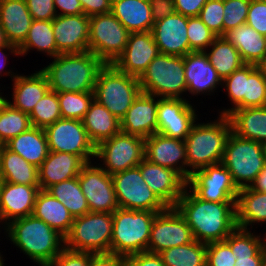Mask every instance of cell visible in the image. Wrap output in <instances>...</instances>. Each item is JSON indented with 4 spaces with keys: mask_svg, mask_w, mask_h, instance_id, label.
Returning <instances> with one entry per match:
<instances>
[{
    "mask_svg": "<svg viewBox=\"0 0 266 266\" xmlns=\"http://www.w3.org/2000/svg\"><path fill=\"white\" fill-rule=\"evenodd\" d=\"M187 186L175 208L191 228L195 240L209 244L224 241L237 227L236 202H210L198 198Z\"/></svg>",
    "mask_w": 266,
    "mask_h": 266,
    "instance_id": "cell-1",
    "label": "cell"
},
{
    "mask_svg": "<svg viewBox=\"0 0 266 266\" xmlns=\"http://www.w3.org/2000/svg\"><path fill=\"white\" fill-rule=\"evenodd\" d=\"M105 63L92 52L59 54L41 69L48 78L51 91L94 92L97 76Z\"/></svg>",
    "mask_w": 266,
    "mask_h": 266,
    "instance_id": "cell-2",
    "label": "cell"
},
{
    "mask_svg": "<svg viewBox=\"0 0 266 266\" xmlns=\"http://www.w3.org/2000/svg\"><path fill=\"white\" fill-rule=\"evenodd\" d=\"M5 227L11 242L39 266H47L65 247V238L41 219L29 215Z\"/></svg>",
    "mask_w": 266,
    "mask_h": 266,
    "instance_id": "cell-3",
    "label": "cell"
},
{
    "mask_svg": "<svg viewBox=\"0 0 266 266\" xmlns=\"http://www.w3.org/2000/svg\"><path fill=\"white\" fill-rule=\"evenodd\" d=\"M215 122L194 124L185 138L187 151V167L190 176L196 170L222 161L225 146L232 132L228 116L219 115Z\"/></svg>",
    "mask_w": 266,
    "mask_h": 266,
    "instance_id": "cell-4",
    "label": "cell"
},
{
    "mask_svg": "<svg viewBox=\"0 0 266 266\" xmlns=\"http://www.w3.org/2000/svg\"><path fill=\"white\" fill-rule=\"evenodd\" d=\"M157 212L118 208L113 212L110 252L123 257L147 251Z\"/></svg>",
    "mask_w": 266,
    "mask_h": 266,
    "instance_id": "cell-5",
    "label": "cell"
},
{
    "mask_svg": "<svg viewBox=\"0 0 266 266\" xmlns=\"http://www.w3.org/2000/svg\"><path fill=\"white\" fill-rule=\"evenodd\" d=\"M141 92L138 77L105 64L97 76L94 99L121 120Z\"/></svg>",
    "mask_w": 266,
    "mask_h": 266,
    "instance_id": "cell-6",
    "label": "cell"
},
{
    "mask_svg": "<svg viewBox=\"0 0 266 266\" xmlns=\"http://www.w3.org/2000/svg\"><path fill=\"white\" fill-rule=\"evenodd\" d=\"M142 92L160 98H182L186 92L184 56L159 53L138 78Z\"/></svg>",
    "mask_w": 266,
    "mask_h": 266,
    "instance_id": "cell-7",
    "label": "cell"
},
{
    "mask_svg": "<svg viewBox=\"0 0 266 266\" xmlns=\"http://www.w3.org/2000/svg\"><path fill=\"white\" fill-rule=\"evenodd\" d=\"M221 163L229 170L238 189L250 187L266 165L263 144L231 132Z\"/></svg>",
    "mask_w": 266,
    "mask_h": 266,
    "instance_id": "cell-8",
    "label": "cell"
},
{
    "mask_svg": "<svg viewBox=\"0 0 266 266\" xmlns=\"http://www.w3.org/2000/svg\"><path fill=\"white\" fill-rule=\"evenodd\" d=\"M113 213L89 212L75 217L65 237V248L73 251L110 253Z\"/></svg>",
    "mask_w": 266,
    "mask_h": 266,
    "instance_id": "cell-9",
    "label": "cell"
},
{
    "mask_svg": "<svg viewBox=\"0 0 266 266\" xmlns=\"http://www.w3.org/2000/svg\"><path fill=\"white\" fill-rule=\"evenodd\" d=\"M130 32L111 13L89 17V52L112 64L127 46Z\"/></svg>",
    "mask_w": 266,
    "mask_h": 266,
    "instance_id": "cell-10",
    "label": "cell"
},
{
    "mask_svg": "<svg viewBox=\"0 0 266 266\" xmlns=\"http://www.w3.org/2000/svg\"><path fill=\"white\" fill-rule=\"evenodd\" d=\"M95 157L110 175L137 167L145 158V138L120 131L96 145Z\"/></svg>",
    "mask_w": 266,
    "mask_h": 266,
    "instance_id": "cell-11",
    "label": "cell"
},
{
    "mask_svg": "<svg viewBox=\"0 0 266 266\" xmlns=\"http://www.w3.org/2000/svg\"><path fill=\"white\" fill-rule=\"evenodd\" d=\"M111 176L119 208L157 213L168 208L145 183L138 167Z\"/></svg>",
    "mask_w": 266,
    "mask_h": 266,
    "instance_id": "cell-12",
    "label": "cell"
},
{
    "mask_svg": "<svg viewBox=\"0 0 266 266\" xmlns=\"http://www.w3.org/2000/svg\"><path fill=\"white\" fill-rule=\"evenodd\" d=\"M44 131L49 151L78 155L86 163L95 157L96 146L90 140L82 120L60 118L45 127Z\"/></svg>",
    "mask_w": 266,
    "mask_h": 266,
    "instance_id": "cell-13",
    "label": "cell"
},
{
    "mask_svg": "<svg viewBox=\"0 0 266 266\" xmlns=\"http://www.w3.org/2000/svg\"><path fill=\"white\" fill-rule=\"evenodd\" d=\"M187 187L203 201L236 202L239 189L229 170L222 164L196 170L189 177Z\"/></svg>",
    "mask_w": 266,
    "mask_h": 266,
    "instance_id": "cell-14",
    "label": "cell"
},
{
    "mask_svg": "<svg viewBox=\"0 0 266 266\" xmlns=\"http://www.w3.org/2000/svg\"><path fill=\"white\" fill-rule=\"evenodd\" d=\"M195 241L193 232L175 207L158 213L151 226L147 252L160 253Z\"/></svg>",
    "mask_w": 266,
    "mask_h": 266,
    "instance_id": "cell-15",
    "label": "cell"
},
{
    "mask_svg": "<svg viewBox=\"0 0 266 266\" xmlns=\"http://www.w3.org/2000/svg\"><path fill=\"white\" fill-rule=\"evenodd\" d=\"M78 181L90 212L113 213L119 208L112 176L100 166L86 163L78 175Z\"/></svg>",
    "mask_w": 266,
    "mask_h": 266,
    "instance_id": "cell-16",
    "label": "cell"
},
{
    "mask_svg": "<svg viewBox=\"0 0 266 266\" xmlns=\"http://www.w3.org/2000/svg\"><path fill=\"white\" fill-rule=\"evenodd\" d=\"M195 120V109L185 98L158 99L157 133L185 141Z\"/></svg>",
    "mask_w": 266,
    "mask_h": 266,
    "instance_id": "cell-17",
    "label": "cell"
},
{
    "mask_svg": "<svg viewBox=\"0 0 266 266\" xmlns=\"http://www.w3.org/2000/svg\"><path fill=\"white\" fill-rule=\"evenodd\" d=\"M145 158L151 163L173 169L186 182L190 177L185 141L154 133L145 138Z\"/></svg>",
    "mask_w": 266,
    "mask_h": 266,
    "instance_id": "cell-18",
    "label": "cell"
},
{
    "mask_svg": "<svg viewBox=\"0 0 266 266\" xmlns=\"http://www.w3.org/2000/svg\"><path fill=\"white\" fill-rule=\"evenodd\" d=\"M137 167L153 193L167 207H175L187 182L173 169L151 163L146 158Z\"/></svg>",
    "mask_w": 266,
    "mask_h": 266,
    "instance_id": "cell-19",
    "label": "cell"
},
{
    "mask_svg": "<svg viewBox=\"0 0 266 266\" xmlns=\"http://www.w3.org/2000/svg\"><path fill=\"white\" fill-rule=\"evenodd\" d=\"M52 27L58 55L89 51V16L57 15Z\"/></svg>",
    "mask_w": 266,
    "mask_h": 266,
    "instance_id": "cell-20",
    "label": "cell"
},
{
    "mask_svg": "<svg viewBox=\"0 0 266 266\" xmlns=\"http://www.w3.org/2000/svg\"><path fill=\"white\" fill-rule=\"evenodd\" d=\"M159 53L151 31L131 33L124 51L112 64L120 71L139 78Z\"/></svg>",
    "mask_w": 266,
    "mask_h": 266,
    "instance_id": "cell-21",
    "label": "cell"
},
{
    "mask_svg": "<svg viewBox=\"0 0 266 266\" xmlns=\"http://www.w3.org/2000/svg\"><path fill=\"white\" fill-rule=\"evenodd\" d=\"M187 23L188 17L177 12L154 22L151 32L160 53L180 57L189 53Z\"/></svg>",
    "mask_w": 266,
    "mask_h": 266,
    "instance_id": "cell-22",
    "label": "cell"
},
{
    "mask_svg": "<svg viewBox=\"0 0 266 266\" xmlns=\"http://www.w3.org/2000/svg\"><path fill=\"white\" fill-rule=\"evenodd\" d=\"M40 186L3 181L0 186V223L32 215Z\"/></svg>",
    "mask_w": 266,
    "mask_h": 266,
    "instance_id": "cell-23",
    "label": "cell"
},
{
    "mask_svg": "<svg viewBox=\"0 0 266 266\" xmlns=\"http://www.w3.org/2000/svg\"><path fill=\"white\" fill-rule=\"evenodd\" d=\"M157 97L141 92L120 120L121 131L147 138L157 133Z\"/></svg>",
    "mask_w": 266,
    "mask_h": 266,
    "instance_id": "cell-24",
    "label": "cell"
},
{
    "mask_svg": "<svg viewBox=\"0 0 266 266\" xmlns=\"http://www.w3.org/2000/svg\"><path fill=\"white\" fill-rule=\"evenodd\" d=\"M185 80L187 89L192 95L213 92L217 85H222V79L209 62L204 51L190 52L184 56Z\"/></svg>",
    "mask_w": 266,
    "mask_h": 266,
    "instance_id": "cell-25",
    "label": "cell"
},
{
    "mask_svg": "<svg viewBox=\"0 0 266 266\" xmlns=\"http://www.w3.org/2000/svg\"><path fill=\"white\" fill-rule=\"evenodd\" d=\"M85 164L86 162L78 155L49 151L38 168L40 189L46 190L53 184L78 177Z\"/></svg>",
    "mask_w": 266,
    "mask_h": 266,
    "instance_id": "cell-26",
    "label": "cell"
},
{
    "mask_svg": "<svg viewBox=\"0 0 266 266\" xmlns=\"http://www.w3.org/2000/svg\"><path fill=\"white\" fill-rule=\"evenodd\" d=\"M32 21L25 0H0V25L8 43L19 47L27 37Z\"/></svg>",
    "mask_w": 266,
    "mask_h": 266,
    "instance_id": "cell-27",
    "label": "cell"
},
{
    "mask_svg": "<svg viewBox=\"0 0 266 266\" xmlns=\"http://www.w3.org/2000/svg\"><path fill=\"white\" fill-rule=\"evenodd\" d=\"M11 75V79L14 78L13 101L5 100L13 108L30 114L36 103L50 90L48 78L42 70L29 76Z\"/></svg>",
    "mask_w": 266,
    "mask_h": 266,
    "instance_id": "cell-28",
    "label": "cell"
},
{
    "mask_svg": "<svg viewBox=\"0 0 266 266\" xmlns=\"http://www.w3.org/2000/svg\"><path fill=\"white\" fill-rule=\"evenodd\" d=\"M111 13L130 33L149 32L154 25L149 0H112Z\"/></svg>",
    "mask_w": 266,
    "mask_h": 266,
    "instance_id": "cell-29",
    "label": "cell"
},
{
    "mask_svg": "<svg viewBox=\"0 0 266 266\" xmlns=\"http://www.w3.org/2000/svg\"><path fill=\"white\" fill-rule=\"evenodd\" d=\"M32 215L41 219L64 238L70 232L74 217L68 209L46 190L40 189Z\"/></svg>",
    "mask_w": 266,
    "mask_h": 266,
    "instance_id": "cell-30",
    "label": "cell"
},
{
    "mask_svg": "<svg viewBox=\"0 0 266 266\" xmlns=\"http://www.w3.org/2000/svg\"><path fill=\"white\" fill-rule=\"evenodd\" d=\"M4 146L37 168L41 166L49 153L44 129L35 126L12 138Z\"/></svg>",
    "mask_w": 266,
    "mask_h": 266,
    "instance_id": "cell-31",
    "label": "cell"
},
{
    "mask_svg": "<svg viewBox=\"0 0 266 266\" xmlns=\"http://www.w3.org/2000/svg\"><path fill=\"white\" fill-rule=\"evenodd\" d=\"M227 116L234 134L262 144L266 142V106L233 110Z\"/></svg>",
    "mask_w": 266,
    "mask_h": 266,
    "instance_id": "cell-32",
    "label": "cell"
},
{
    "mask_svg": "<svg viewBox=\"0 0 266 266\" xmlns=\"http://www.w3.org/2000/svg\"><path fill=\"white\" fill-rule=\"evenodd\" d=\"M82 123L95 146L121 131L120 120L95 99L84 115Z\"/></svg>",
    "mask_w": 266,
    "mask_h": 266,
    "instance_id": "cell-33",
    "label": "cell"
},
{
    "mask_svg": "<svg viewBox=\"0 0 266 266\" xmlns=\"http://www.w3.org/2000/svg\"><path fill=\"white\" fill-rule=\"evenodd\" d=\"M224 37L239 51L246 64H257L266 56V36L246 23L225 33Z\"/></svg>",
    "mask_w": 266,
    "mask_h": 266,
    "instance_id": "cell-34",
    "label": "cell"
},
{
    "mask_svg": "<svg viewBox=\"0 0 266 266\" xmlns=\"http://www.w3.org/2000/svg\"><path fill=\"white\" fill-rule=\"evenodd\" d=\"M0 171L5 182L40 186L38 168L4 145L0 147Z\"/></svg>",
    "mask_w": 266,
    "mask_h": 266,
    "instance_id": "cell-35",
    "label": "cell"
},
{
    "mask_svg": "<svg viewBox=\"0 0 266 266\" xmlns=\"http://www.w3.org/2000/svg\"><path fill=\"white\" fill-rule=\"evenodd\" d=\"M266 221V193L250 187L239 189L236 200L237 227L247 229L253 223Z\"/></svg>",
    "mask_w": 266,
    "mask_h": 266,
    "instance_id": "cell-36",
    "label": "cell"
},
{
    "mask_svg": "<svg viewBox=\"0 0 266 266\" xmlns=\"http://www.w3.org/2000/svg\"><path fill=\"white\" fill-rule=\"evenodd\" d=\"M208 48L211 51L204 52L222 81L246 64L238 49L224 36L216 37Z\"/></svg>",
    "mask_w": 266,
    "mask_h": 266,
    "instance_id": "cell-37",
    "label": "cell"
},
{
    "mask_svg": "<svg viewBox=\"0 0 266 266\" xmlns=\"http://www.w3.org/2000/svg\"><path fill=\"white\" fill-rule=\"evenodd\" d=\"M46 191L59 200L74 218L90 212L78 177L53 184Z\"/></svg>",
    "mask_w": 266,
    "mask_h": 266,
    "instance_id": "cell-38",
    "label": "cell"
},
{
    "mask_svg": "<svg viewBox=\"0 0 266 266\" xmlns=\"http://www.w3.org/2000/svg\"><path fill=\"white\" fill-rule=\"evenodd\" d=\"M47 53L54 58L58 55L52 21L33 20L24 42L18 47L19 55H25L31 49Z\"/></svg>",
    "mask_w": 266,
    "mask_h": 266,
    "instance_id": "cell-39",
    "label": "cell"
},
{
    "mask_svg": "<svg viewBox=\"0 0 266 266\" xmlns=\"http://www.w3.org/2000/svg\"><path fill=\"white\" fill-rule=\"evenodd\" d=\"M165 266H206L207 244L197 240L159 253Z\"/></svg>",
    "mask_w": 266,
    "mask_h": 266,
    "instance_id": "cell-40",
    "label": "cell"
},
{
    "mask_svg": "<svg viewBox=\"0 0 266 266\" xmlns=\"http://www.w3.org/2000/svg\"><path fill=\"white\" fill-rule=\"evenodd\" d=\"M32 127L28 113L13 108L6 100L0 105V145Z\"/></svg>",
    "mask_w": 266,
    "mask_h": 266,
    "instance_id": "cell-41",
    "label": "cell"
},
{
    "mask_svg": "<svg viewBox=\"0 0 266 266\" xmlns=\"http://www.w3.org/2000/svg\"><path fill=\"white\" fill-rule=\"evenodd\" d=\"M266 106V79L254 64H245L243 108Z\"/></svg>",
    "mask_w": 266,
    "mask_h": 266,
    "instance_id": "cell-42",
    "label": "cell"
},
{
    "mask_svg": "<svg viewBox=\"0 0 266 266\" xmlns=\"http://www.w3.org/2000/svg\"><path fill=\"white\" fill-rule=\"evenodd\" d=\"M32 126L45 128L62 118L58 93L49 90L29 114Z\"/></svg>",
    "mask_w": 266,
    "mask_h": 266,
    "instance_id": "cell-43",
    "label": "cell"
},
{
    "mask_svg": "<svg viewBox=\"0 0 266 266\" xmlns=\"http://www.w3.org/2000/svg\"><path fill=\"white\" fill-rule=\"evenodd\" d=\"M224 241L236 257L256 256L263 249V238L240 227H236Z\"/></svg>",
    "mask_w": 266,
    "mask_h": 266,
    "instance_id": "cell-44",
    "label": "cell"
},
{
    "mask_svg": "<svg viewBox=\"0 0 266 266\" xmlns=\"http://www.w3.org/2000/svg\"><path fill=\"white\" fill-rule=\"evenodd\" d=\"M62 118L82 120L94 99V92L58 93Z\"/></svg>",
    "mask_w": 266,
    "mask_h": 266,
    "instance_id": "cell-45",
    "label": "cell"
},
{
    "mask_svg": "<svg viewBox=\"0 0 266 266\" xmlns=\"http://www.w3.org/2000/svg\"><path fill=\"white\" fill-rule=\"evenodd\" d=\"M187 36L189 41V53L206 51L217 37L199 17H188Z\"/></svg>",
    "mask_w": 266,
    "mask_h": 266,
    "instance_id": "cell-46",
    "label": "cell"
},
{
    "mask_svg": "<svg viewBox=\"0 0 266 266\" xmlns=\"http://www.w3.org/2000/svg\"><path fill=\"white\" fill-rule=\"evenodd\" d=\"M222 83L228 92V97L231 99L234 107L223 109L220 115L227 116L231 111L243 109V97L245 87V65L234 71L231 75L225 78Z\"/></svg>",
    "mask_w": 266,
    "mask_h": 266,
    "instance_id": "cell-47",
    "label": "cell"
},
{
    "mask_svg": "<svg viewBox=\"0 0 266 266\" xmlns=\"http://www.w3.org/2000/svg\"><path fill=\"white\" fill-rule=\"evenodd\" d=\"M250 2L251 0H224L223 36L246 23Z\"/></svg>",
    "mask_w": 266,
    "mask_h": 266,
    "instance_id": "cell-48",
    "label": "cell"
},
{
    "mask_svg": "<svg viewBox=\"0 0 266 266\" xmlns=\"http://www.w3.org/2000/svg\"><path fill=\"white\" fill-rule=\"evenodd\" d=\"M224 0H207L198 17L218 37L223 36Z\"/></svg>",
    "mask_w": 266,
    "mask_h": 266,
    "instance_id": "cell-49",
    "label": "cell"
},
{
    "mask_svg": "<svg viewBox=\"0 0 266 266\" xmlns=\"http://www.w3.org/2000/svg\"><path fill=\"white\" fill-rule=\"evenodd\" d=\"M236 259L225 241L207 244L206 266H235Z\"/></svg>",
    "mask_w": 266,
    "mask_h": 266,
    "instance_id": "cell-50",
    "label": "cell"
},
{
    "mask_svg": "<svg viewBox=\"0 0 266 266\" xmlns=\"http://www.w3.org/2000/svg\"><path fill=\"white\" fill-rule=\"evenodd\" d=\"M246 24L266 36V0H251Z\"/></svg>",
    "mask_w": 266,
    "mask_h": 266,
    "instance_id": "cell-51",
    "label": "cell"
},
{
    "mask_svg": "<svg viewBox=\"0 0 266 266\" xmlns=\"http://www.w3.org/2000/svg\"><path fill=\"white\" fill-rule=\"evenodd\" d=\"M92 252L73 251L63 248L47 266H89Z\"/></svg>",
    "mask_w": 266,
    "mask_h": 266,
    "instance_id": "cell-52",
    "label": "cell"
},
{
    "mask_svg": "<svg viewBox=\"0 0 266 266\" xmlns=\"http://www.w3.org/2000/svg\"><path fill=\"white\" fill-rule=\"evenodd\" d=\"M28 11L33 20L52 21L58 10L55 9L53 0H25Z\"/></svg>",
    "mask_w": 266,
    "mask_h": 266,
    "instance_id": "cell-53",
    "label": "cell"
},
{
    "mask_svg": "<svg viewBox=\"0 0 266 266\" xmlns=\"http://www.w3.org/2000/svg\"><path fill=\"white\" fill-rule=\"evenodd\" d=\"M123 266H165L158 253L140 252L124 257Z\"/></svg>",
    "mask_w": 266,
    "mask_h": 266,
    "instance_id": "cell-54",
    "label": "cell"
},
{
    "mask_svg": "<svg viewBox=\"0 0 266 266\" xmlns=\"http://www.w3.org/2000/svg\"><path fill=\"white\" fill-rule=\"evenodd\" d=\"M177 13L187 17H198L207 0H173Z\"/></svg>",
    "mask_w": 266,
    "mask_h": 266,
    "instance_id": "cell-55",
    "label": "cell"
},
{
    "mask_svg": "<svg viewBox=\"0 0 266 266\" xmlns=\"http://www.w3.org/2000/svg\"><path fill=\"white\" fill-rule=\"evenodd\" d=\"M83 13L87 16L111 12L112 0H80Z\"/></svg>",
    "mask_w": 266,
    "mask_h": 266,
    "instance_id": "cell-56",
    "label": "cell"
},
{
    "mask_svg": "<svg viewBox=\"0 0 266 266\" xmlns=\"http://www.w3.org/2000/svg\"><path fill=\"white\" fill-rule=\"evenodd\" d=\"M154 22L176 12L173 0H149Z\"/></svg>",
    "mask_w": 266,
    "mask_h": 266,
    "instance_id": "cell-57",
    "label": "cell"
},
{
    "mask_svg": "<svg viewBox=\"0 0 266 266\" xmlns=\"http://www.w3.org/2000/svg\"><path fill=\"white\" fill-rule=\"evenodd\" d=\"M124 257L114 253H92L89 266H123Z\"/></svg>",
    "mask_w": 266,
    "mask_h": 266,
    "instance_id": "cell-58",
    "label": "cell"
},
{
    "mask_svg": "<svg viewBox=\"0 0 266 266\" xmlns=\"http://www.w3.org/2000/svg\"><path fill=\"white\" fill-rule=\"evenodd\" d=\"M55 9L61 10L57 15H79L83 14L80 0H53Z\"/></svg>",
    "mask_w": 266,
    "mask_h": 266,
    "instance_id": "cell-59",
    "label": "cell"
},
{
    "mask_svg": "<svg viewBox=\"0 0 266 266\" xmlns=\"http://www.w3.org/2000/svg\"><path fill=\"white\" fill-rule=\"evenodd\" d=\"M235 266H264L263 249L256 256H238Z\"/></svg>",
    "mask_w": 266,
    "mask_h": 266,
    "instance_id": "cell-60",
    "label": "cell"
},
{
    "mask_svg": "<svg viewBox=\"0 0 266 266\" xmlns=\"http://www.w3.org/2000/svg\"><path fill=\"white\" fill-rule=\"evenodd\" d=\"M250 188L254 191L266 193V165L256 176L254 182L250 185Z\"/></svg>",
    "mask_w": 266,
    "mask_h": 266,
    "instance_id": "cell-61",
    "label": "cell"
},
{
    "mask_svg": "<svg viewBox=\"0 0 266 266\" xmlns=\"http://www.w3.org/2000/svg\"><path fill=\"white\" fill-rule=\"evenodd\" d=\"M4 49L11 51L12 54L19 55L18 47L14 44L7 43L0 47V75L2 74L3 68L6 65L7 55H5L4 51H2Z\"/></svg>",
    "mask_w": 266,
    "mask_h": 266,
    "instance_id": "cell-62",
    "label": "cell"
},
{
    "mask_svg": "<svg viewBox=\"0 0 266 266\" xmlns=\"http://www.w3.org/2000/svg\"><path fill=\"white\" fill-rule=\"evenodd\" d=\"M255 65L261 75L266 79V56Z\"/></svg>",
    "mask_w": 266,
    "mask_h": 266,
    "instance_id": "cell-63",
    "label": "cell"
},
{
    "mask_svg": "<svg viewBox=\"0 0 266 266\" xmlns=\"http://www.w3.org/2000/svg\"><path fill=\"white\" fill-rule=\"evenodd\" d=\"M8 41L6 40V37H5V34H4V31L0 25V47L7 44Z\"/></svg>",
    "mask_w": 266,
    "mask_h": 266,
    "instance_id": "cell-64",
    "label": "cell"
},
{
    "mask_svg": "<svg viewBox=\"0 0 266 266\" xmlns=\"http://www.w3.org/2000/svg\"><path fill=\"white\" fill-rule=\"evenodd\" d=\"M263 255H264V266H266V233H265V238L263 237Z\"/></svg>",
    "mask_w": 266,
    "mask_h": 266,
    "instance_id": "cell-65",
    "label": "cell"
},
{
    "mask_svg": "<svg viewBox=\"0 0 266 266\" xmlns=\"http://www.w3.org/2000/svg\"><path fill=\"white\" fill-rule=\"evenodd\" d=\"M264 155H265V162H266V142L263 143Z\"/></svg>",
    "mask_w": 266,
    "mask_h": 266,
    "instance_id": "cell-66",
    "label": "cell"
},
{
    "mask_svg": "<svg viewBox=\"0 0 266 266\" xmlns=\"http://www.w3.org/2000/svg\"><path fill=\"white\" fill-rule=\"evenodd\" d=\"M6 98H4L3 96H1L0 94V105L5 101Z\"/></svg>",
    "mask_w": 266,
    "mask_h": 266,
    "instance_id": "cell-67",
    "label": "cell"
},
{
    "mask_svg": "<svg viewBox=\"0 0 266 266\" xmlns=\"http://www.w3.org/2000/svg\"><path fill=\"white\" fill-rule=\"evenodd\" d=\"M4 260H3V258H2V256H0V266H4Z\"/></svg>",
    "mask_w": 266,
    "mask_h": 266,
    "instance_id": "cell-68",
    "label": "cell"
},
{
    "mask_svg": "<svg viewBox=\"0 0 266 266\" xmlns=\"http://www.w3.org/2000/svg\"><path fill=\"white\" fill-rule=\"evenodd\" d=\"M2 182H3V179H2V175H1V171H0V186H1Z\"/></svg>",
    "mask_w": 266,
    "mask_h": 266,
    "instance_id": "cell-69",
    "label": "cell"
}]
</instances>
